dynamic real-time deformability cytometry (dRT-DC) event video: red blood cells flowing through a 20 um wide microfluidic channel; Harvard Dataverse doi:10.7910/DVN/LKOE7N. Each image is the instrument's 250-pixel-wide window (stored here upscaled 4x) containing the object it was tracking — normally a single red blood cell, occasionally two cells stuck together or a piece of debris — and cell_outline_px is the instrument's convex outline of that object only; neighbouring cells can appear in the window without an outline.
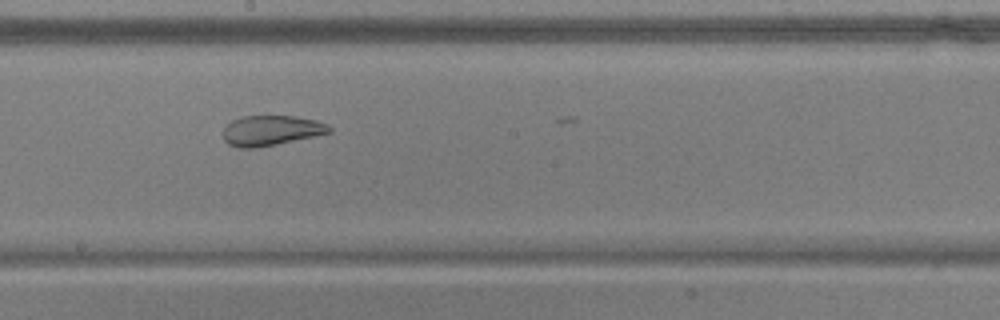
{"species": "common noctule bat (a hibernating species)", "species_latin": "Nyctalus noctula", "temperature_condition": "warm", "stored_images_in_passage": 29, "camera_frame_rate_fps": 3000, "um_per_image_px": 0.085, "animal": {"sex": "male", "body_mass_g": 17.9, "forearm_length_mm": 54.2}, "frame": {"image": 1, "passage_image": 28, "time_ms": 9.0, "image_size_px": [1000, 320], "cell_outline_px": [[332, 132], [276, 144], [256, 148], [240, 148], [228, 144], [224, 140], [224, 128], [232, 120], [240, 116], [296, 116], [316, 120], [328, 124], [332, 128]], "centroid_in_image_um": [23.05, 11.08], "position_along_channel_um": 225.2, "area_um2": 18.61}}